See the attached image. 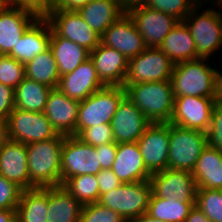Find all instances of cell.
I'll use <instances>...</instances> for the list:
<instances>
[{
    "instance_id": "11",
    "label": "cell",
    "mask_w": 222,
    "mask_h": 222,
    "mask_svg": "<svg viewBox=\"0 0 222 222\" xmlns=\"http://www.w3.org/2000/svg\"><path fill=\"white\" fill-rule=\"evenodd\" d=\"M46 19L58 36L79 44L89 52L100 44L101 36L83 20L78 11L53 9Z\"/></svg>"
},
{
    "instance_id": "39",
    "label": "cell",
    "mask_w": 222,
    "mask_h": 222,
    "mask_svg": "<svg viewBox=\"0 0 222 222\" xmlns=\"http://www.w3.org/2000/svg\"><path fill=\"white\" fill-rule=\"evenodd\" d=\"M76 137L94 147L115 143L111 124L106 123L84 128Z\"/></svg>"
},
{
    "instance_id": "23",
    "label": "cell",
    "mask_w": 222,
    "mask_h": 222,
    "mask_svg": "<svg viewBox=\"0 0 222 222\" xmlns=\"http://www.w3.org/2000/svg\"><path fill=\"white\" fill-rule=\"evenodd\" d=\"M52 29L46 18H37L25 31L16 46L8 54L26 65L36 55L49 48Z\"/></svg>"
},
{
    "instance_id": "5",
    "label": "cell",
    "mask_w": 222,
    "mask_h": 222,
    "mask_svg": "<svg viewBox=\"0 0 222 222\" xmlns=\"http://www.w3.org/2000/svg\"><path fill=\"white\" fill-rule=\"evenodd\" d=\"M152 187L149 180L125 183L100 195L98 203L129 221L147 213Z\"/></svg>"
},
{
    "instance_id": "7",
    "label": "cell",
    "mask_w": 222,
    "mask_h": 222,
    "mask_svg": "<svg viewBox=\"0 0 222 222\" xmlns=\"http://www.w3.org/2000/svg\"><path fill=\"white\" fill-rule=\"evenodd\" d=\"M168 169L192 172L207 147V133L170 124Z\"/></svg>"
},
{
    "instance_id": "2",
    "label": "cell",
    "mask_w": 222,
    "mask_h": 222,
    "mask_svg": "<svg viewBox=\"0 0 222 222\" xmlns=\"http://www.w3.org/2000/svg\"><path fill=\"white\" fill-rule=\"evenodd\" d=\"M126 96L151 123H169L174 109L170 80L128 85Z\"/></svg>"
},
{
    "instance_id": "22",
    "label": "cell",
    "mask_w": 222,
    "mask_h": 222,
    "mask_svg": "<svg viewBox=\"0 0 222 222\" xmlns=\"http://www.w3.org/2000/svg\"><path fill=\"white\" fill-rule=\"evenodd\" d=\"M111 170L122 184L150 180L139 146L136 142L118 143Z\"/></svg>"
},
{
    "instance_id": "38",
    "label": "cell",
    "mask_w": 222,
    "mask_h": 222,
    "mask_svg": "<svg viewBox=\"0 0 222 222\" xmlns=\"http://www.w3.org/2000/svg\"><path fill=\"white\" fill-rule=\"evenodd\" d=\"M79 222H127L124 217L98 202L83 205Z\"/></svg>"
},
{
    "instance_id": "26",
    "label": "cell",
    "mask_w": 222,
    "mask_h": 222,
    "mask_svg": "<svg viewBox=\"0 0 222 222\" xmlns=\"http://www.w3.org/2000/svg\"><path fill=\"white\" fill-rule=\"evenodd\" d=\"M174 64L197 59L196 44L184 21H179L160 46Z\"/></svg>"
},
{
    "instance_id": "28",
    "label": "cell",
    "mask_w": 222,
    "mask_h": 222,
    "mask_svg": "<svg viewBox=\"0 0 222 222\" xmlns=\"http://www.w3.org/2000/svg\"><path fill=\"white\" fill-rule=\"evenodd\" d=\"M82 207L62 186L48 187L47 222H79Z\"/></svg>"
},
{
    "instance_id": "24",
    "label": "cell",
    "mask_w": 222,
    "mask_h": 222,
    "mask_svg": "<svg viewBox=\"0 0 222 222\" xmlns=\"http://www.w3.org/2000/svg\"><path fill=\"white\" fill-rule=\"evenodd\" d=\"M0 175L23 190L29 189L26 144L8 140L0 149Z\"/></svg>"
},
{
    "instance_id": "19",
    "label": "cell",
    "mask_w": 222,
    "mask_h": 222,
    "mask_svg": "<svg viewBox=\"0 0 222 222\" xmlns=\"http://www.w3.org/2000/svg\"><path fill=\"white\" fill-rule=\"evenodd\" d=\"M104 86L89 57L71 73L60 76L57 88L69 98L83 101Z\"/></svg>"
},
{
    "instance_id": "4",
    "label": "cell",
    "mask_w": 222,
    "mask_h": 222,
    "mask_svg": "<svg viewBox=\"0 0 222 222\" xmlns=\"http://www.w3.org/2000/svg\"><path fill=\"white\" fill-rule=\"evenodd\" d=\"M126 96L123 86H104L80 101L77 135L84 129L103 123L110 124L121 100Z\"/></svg>"
},
{
    "instance_id": "30",
    "label": "cell",
    "mask_w": 222,
    "mask_h": 222,
    "mask_svg": "<svg viewBox=\"0 0 222 222\" xmlns=\"http://www.w3.org/2000/svg\"><path fill=\"white\" fill-rule=\"evenodd\" d=\"M48 187L23 190L16 208L17 222H47Z\"/></svg>"
},
{
    "instance_id": "16",
    "label": "cell",
    "mask_w": 222,
    "mask_h": 222,
    "mask_svg": "<svg viewBox=\"0 0 222 222\" xmlns=\"http://www.w3.org/2000/svg\"><path fill=\"white\" fill-rule=\"evenodd\" d=\"M100 42L116 49L128 60L136 57L147 48L143 37L127 12L101 35Z\"/></svg>"
},
{
    "instance_id": "50",
    "label": "cell",
    "mask_w": 222,
    "mask_h": 222,
    "mask_svg": "<svg viewBox=\"0 0 222 222\" xmlns=\"http://www.w3.org/2000/svg\"><path fill=\"white\" fill-rule=\"evenodd\" d=\"M9 140L7 120L0 119V149Z\"/></svg>"
},
{
    "instance_id": "40",
    "label": "cell",
    "mask_w": 222,
    "mask_h": 222,
    "mask_svg": "<svg viewBox=\"0 0 222 222\" xmlns=\"http://www.w3.org/2000/svg\"><path fill=\"white\" fill-rule=\"evenodd\" d=\"M23 189L0 175V209L16 210Z\"/></svg>"
},
{
    "instance_id": "42",
    "label": "cell",
    "mask_w": 222,
    "mask_h": 222,
    "mask_svg": "<svg viewBox=\"0 0 222 222\" xmlns=\"http://www.w3.org/2000/svg\"><path fill=\"white\" fill-rule=\"evenodd\" d=\"M6 4L27 10L38 18H46L54 9L51 0H6Z\"/></svg>"
},
{
    "instance_id": "8",
    "label": "cell",
    "mask_w": 222,
    "mask_h": 222,
    "mask_svg": "<svg viewBox=\"0 0 222 222\" xmlns=\"http://www.w3.org/2000/svg\"><path fill=\"white\" fill-rule=\"evenodd\" d=\"M174 63L159 48L147 47L128 60V70L123 87L137 83L170 80Z\"/></svg>"
},
{
    "instance_id": "54",
    "label": "cell",
    "mask_w": 222,
    "mask_h": 222,
    "mask_svg": "<svg viewBox=\"0 0 222 222\" xmlns=\"http://www.w3.org/2000/svg\"><path fill=\"white\" fill-rule=\"evenodd\" d=\"M216 1V3L215 4H217V6L220 8H222V0H215Z\"/></svg>"
},
{
    "instance_id": "52",
    "label": "cell",
    "mask_w": 222,
    "mask_h": 222,
    "mask_svg": "<svg viewBox=\"0 0 222 222\" xmlns=\"http://www.w3.org/2000/svg\"><path fill=\"white\" fill-rule=\"evenodd\" d=\"M127 222H164V221L153 218L150 215H148L147 213H144L143 215H141L137 218L131 219Z\"/></svg>"
},
{
    "instance_id": "33",
    "label": "cell",
    "mask_w": 222,
    "mask_h": 222,
    "mask_svg": "<svg viewBox=\"0 0 222 222\" xmlns=\"http://www.w3.org/2000/svg\"><path fill=\"white\" fill-rule=\"evenodd\" d=\"M25 77L51 88H57L60 75L50 47L25 65Z\"/></svg>"
},
{
    "instance_id": "32",
    "label": "cell",
    "mask_w": 222,
    "mask_h": 222,
    "mask_svg": "<svg viewBox=\"0 0 222 222\" xmlns=\"http://www.w3.org/2000/svg\"><path fill=\"white\" fill-rule=\"evenodd\" d=\"M195 204L196 202L159 198L152 193L147 214L164 222H185Z\"/></svg>"
},
{
    "instance_id": "25",
    "label": "cell",
    "mask_w": 222,
    "mask_h": 222,
    "mask_svg": "<svg viewBox=\"0 0 222 222\" xmlns=\"http://www.w3.org/2000/svg\"><path fill=\"white\" fill-rule=\"evenodd\" d=\"M78 12L83 20L100 36L126 13L120 0H90Z\"/></svg>"
},
{
    "instance_id": "27",
    "label": "cell",
    "mask_w": 222,
    "mask_h": 222,
    "mask_svg": "<svg viewBox=\"0 0 222 222\" xmlns=\"http://www.w3.org/2000/svg\"><path fill=\"white\" fill-rule=\"evenodd\" d=\"M191 173L197 189L222 190V153L207 145Z\"/></svg>"
},
{
    "instance_id": "41",
    "label": "cell",
    "mask_w": 222,
    "mask_h": 222,
    "mask_svg": "<svg viewBox=\"0 0 222 222\" xmlns=\"http://www.w3.org/2000/svg\"><path fill=\"white\" fill-rule=\"evenodd\" d=\"M208 146L222 153V103L216 102L212 111L210 126L207 131Z\"/></svg>"
},
{
    "instance_id": "34",
    "label": "cell",
    "mask_w": 222,
    "mask_h": 222,
    "mask_svg": "<svg viewBox=\"0 0 222 222\" xmlns=\"http://www.w3.org/2000/svg\"><path fill=\"white\" fill-rule=\"evenodd\" d=\"M82 205L98 202L99 185L96 175H79L68 178L62 185Z\"/></svg>"
},
{
    "instance_id": "10",
    "label": "cell",
    "mask_w": 222,
    "mask_h": 222,
    "mask_svg": "<svg viewBox=\"0 0 222 222\" xmlns=\"http://www.w3.org/2000/svg\"><path fill=\"white\" fill-rule=\"evenodd\" d=\"M102 170L96 147L76 136H66L61 150V185L74 176L97 175Z\"/></svg>"
},
{
    "instance_id": "15",
    "label": "cell",
    "mask_w": 222,
    "mask_h": 222,
    "mask_svg": "<svg viewBox=\"0 0 222 222\" xmlns=\"http://www.w3.org/2000/svg\"><path fill=\"white\" fill-rule=\"evenodd\" d=\"M127 13L133 19L146 47L158 48L179 22L174 16L146 5L134 7Z\"/></svg>"
},
{
    "instance_id": "6",
    "label": "cell",
    "mask_w": 222,
    "mask_h": 222,
    "mask_svg": "<svg viewBox=\"0 0 222 222\" xmlns=\"http://www.w3.org/2000/svg\"><path fill=\"white\" fill-rule=\"evenodd\" d=\"M201 6L197 4L183 21L194 38L197 59H208L222 46V13L209 8L197 16Z\"/></svg>"
},
{
    "instance_id": "36",
    "label": "cell",
    "mask_w": 222,
    "mask_h": 222,
    "mask_svg": "<svg viewBox=\"0 0 222 222\" xmlns=\"http://www.w3.org/2000/svg\"><path fill=\"white\" fill-rule=\"evenodd\" d=\"M25 78V65L0 54V83L15 89Z\"/></svg>"
},
{
    "instance_id": "29",
    "label": "cell",
    "mask_w": 222,
    "mask_h": 222,
    "mask_svg": "<svg viewBox=\"0 0 222 222\" xmlns=\"http://www.w3.org/2000/svg\"><path fill=\"white\" fill-rule=\"evenodd\" d=\"M49 47L57 63L60 76L71 73L89 58V51L68 39L58 36L53 30Z\"/></svg>"
},
{
    "instance_id": "13",
    "label": "cell",
    "mask_w": 222,
    "mask_h": 222,
    "mask_svg": "<svg viewBox=\"0 0 222 222\" xmlns=\"http://www.w3.org/2000/svg\"><path fill=\"white\" fill-rule=\"evenodd\" d=\"M169 135L170 123H151L136 142L151 174L168 168Z\"/></svg>"
},
{
    "instance_id": "1",
    "label": "cell",
    "mask_w": 222,
    "mask_h": 222,
    "mask_svg": "<svg viewBox=\"0 0 222 222\" xmlns=\"http://www.w3.org/2000/svg\"><path fill=\"white\" fill-rule=\"evenodd\" d=\"M65 135L26 144L29 189L61 186V150Z\"/></svg>"
},
{
    "instance_id": "37",
    "label": "cell",
    "mask_w": 222,
    "mask_h": 222,
    "mask_svg": "<svg viewBox=\"0 0 222 222\" xmlns=\"http://www.w3.org/2000/svg\"><path fill=\"white\" fill-rule=\"evenodd\" d=\"M197 5L194 0H148L146 6L165 12L183 21Z\"/></svg>"
},
{
    "instance_id": "51",
    "label": "cell",
    "mask_w": 222,
    "mask_h": 222,
    "mask_svg": "<svg viewBox=\"0 0 222 222\" xmlns=\"http://www.w3.org/2000/svg\"><path fill=\"white\" fill-rule=\"evenodd\" d=\"M0 222H17L16 210L0 209Z\"/></svg>"
},
{
    "instance_id": "46",
    "label": "cell",
    "mask_w": 222,
    "mask_h": 222,
    "mask_svg": "<svg viewBox=\"0 0 222 222\" xmlns=\"http://www.w3.org/2000/svg\"><path fill=\"white\" fill-rule=\"evenodd\" d=\"M90 0H57L54 3V9L78 11L86 5Z\"/></svg>"
},
{
    "instance_id": "17",
    "label": "cell",
    "mask_w": 222,
    "mask_h": 222,
    "mask_svg": "<svg viewBox=\"0 0 222 222\" xmlns=\"http://www.w3.org/2000/svg\"><path fill=\"white\" fill-rule=\"evenodd\" d=\"M80 101L71 99L58 88H52L43 113L58 134L77 136Z\"/></svg>"
},
{
    "instance_id": "53",
    "label": "cell",
    "mask_w": 222,
    "mask_h": 222,
    "mask_svg": "<svg viewBox=\"0 0 222 222\" xmlns=\"http://www.w3.org/2000/svg\"><path fill=\"white\" fill-rule=\"evenodd\" d=\"M6 4V0H0V10L4 7Z\"/></svg>"
},
{
    "instance_id": "43",
    "label": "cell",
    "mask_w": 222,
    "mask_h": 222,
    "mask_svg": "<svg viewBox=\"0 0 222 222\" xmlns=\"http://www.w3.org/2000/svg\"><path fill=\"white\" fill-rule=\"evenodd\" d=\"M14 108V89L0 83V119L7 120Z\"/></svg>"
},
{
    "instance_id": "55",
    "label": "cell",
    "mask_w": 222,
    "mask_h": 222,
    "mask_svg": "<svg viewBox=\"0 0 222 222\" xmlns=\"http://www.w3.org/2000/svg\"><path fill=\"white\" fill-rule=\"evenodd\" d=\"M197 4H203L202 2H207L206 0H203V1H201V0H194ZM208 1H211V0H208Z\"/></svg>"
},
{
    "instance_id": "9",
    "label": "cell",
    "mask_w": 222,
    "mask_h": 222,
    "mask_svg": "<svg viewBox=\"0 0 222 222\" xmlns=\"http://www.w3.org/2000/svg\"><path fill=\"white\" fill-rule=\"evenodd\" d=\"M7 124L9 140L24 144L49 140L58 135L43 112L14 108Z\"/></svg>"
},
{
    "instance_id": "45",
    "label": "cell",
    "mask_w": 222,
    "mask_h": 222,
    "mask_svg": "<svg viewBox=\"0 0 222 222\" xmlns=\"http://www.w3.org/2000/svg\"><path fill=\"white\" fill-rule=\"evenodd\" d=\"M117 144L108 143L96 147V154L102 169H111L116 157Z\"/></svg>"
},
{
    "instance_id": "21",
    "label": "cell",
    "mask_w": 222,
    "mask_h": 222,
    "mask_svg": "<svg viewBox=\"0 0 222 222\" xmlns=\"http://www.w3.org/2000/svg\"><path fill=\"white\" fill-rule=\"evenodd\" d=\"M37 18L27 10L5 4L0 10V54L8 55Z\"/></svg>"
},
{
    "instance_id": "35",
    "label": "cell",
    "mask_w": 222,
    "mask_h": 222,
    "mask_svg": "<svg viewBox=\"0 0 222 222\" xmlns=\"http://www.w3.org/2000/svg\"><path fill=\"white\" fill-rule=\"evenodd\" d=\"M195 205L211 222H222V190L197 189Z\"/></svg>"
},
{
    "instance_id": "48",
    "label": "cell",
    "mask_w": 222,
    "mask_h": 222,
    "mask_svg": "<svg viewBox=\"0 0 222 222\" xmlns=\"http://www.w3.org/2000/svg\"><path fill=\"white\" fill-rule=\"evenodd\" d=\"M215 101L222 103V73L219 70L215 76Z\"/></svg>"
},
{
    "instance_id": "14",
    "label": "cell",
    "mask_w": 222,
    "mask_h": 222,
    "mask_svg": "<svg viewBox=\"0 0 222 222\" xmlns=\"http://www.w3.org/2000/svg\"><path fill=\"white\" fill-rule=\"evenodd\" d=\"M152 193L159 198L196 202L197 186L187 170L165 169L150 177Z\"/></svg>"
},
{
    "instance_id": "47",
    "label": "cell",
    "mask_w": 222,
    "mask_h": 222,
    "mask_svg": "<svg viewBox=\"0 0 222 222\" xmlns=\"http://www.w3.org/2000/svg\"><path fill=\"white\" fill-rule=\"evenodd\" d=\"M185 222H211L209 218L199 209L197 205L191 209L189 215L186 217Z\"/></svg>"
},
{
    "instance_id": "18",
    "label": "cell",
    "mask_w": 222,
    "mask_h": 222,
    "mask_svg": "<svg viewBox=\"0 0 222 222\" xmlns=\"http://www.w3.org/2000/svg\"><path fill=\"white\" fill-rule=\"evenodd\" d=\"M115 143L137 142L151 122L140 109L125 96L111 120Z\"/></svg>"
},
{
    "instance_id": "20",
    "label": "cell",
    "mask_w": 222,
    "mask_h": 222,
    "mask_svg": "<svg viewBox=\"0 0 222 222\" xmlns=\"http://www.w3.org/2000/svg\"><path fill=\"white\" fill-rule=\"evenodd\" d=\"M89 57L100 81L105 86H123L128 70V59L122 53L100 42L89 52Z\"/></svg>"
},
{
    "instance_id": "12",
    "label": "cell",
    "mask_w": 222,
    "mask_h": 222,
    "mask_svg": "<svg viewBox=\"0 0 222 222\" xmlns=\"http://www.w3.org/2000/svg\"><path fill=\"white\" fill-rule=\"evenodd\" d=\"M215 103V97H174V109L169 123L207 133Z\"/></svg>"
},
{
    "instance_id": "44",
    "label": "cell",
    "mask_w": 222,
    "mask_h": 222,
    "mask_svg": "<svg viewBox=\"0 0 222 222\" xmlns=\"http://www.w3.org/2000/svg\"><path fill=\"white\" fill-rule=\"evenodd\" d=\"M96 177L99 185V197L101 194L110 192L122 185L111 169H102Z\"/></svg>"
},
{
    "instance_id": "49",
    "label": "cell",
    "mask_w": 222,
    "mask_h": 222,
    "mask_svg": "<svg viewBox=\"0 0 222 222\" xmlns=\"http://www.w3.org/2000/svg\"><path fill=\"white\" fill-rule=\"evenodd\" d=\"M148 0H120L121 6L125 12L138 6L146 5Z\"/></svg>"
},
{
    "instance_id": "31",
    "label": "cell",
    "mask_w": 222,
    "mask_h": 222,
    "mask_svg": "<svg viewBox=\"0 0 222 222\" xmlns=\"http://www.w3.org/2000/svg\"><path fill=\"white\" fill-rule=\"evenodd\" d=\"M51 87L24 78L14 89L15 108L31 112H43Z\"/></svg>"
},
{
    "instance_id": "3",
    "label": "cell",
    "mask_w": 222,
    "mask_h": 222,
    "mask_svg": "<svg viewBox=\"0 0 222 222\" xmlns=\"http://www.w3.org/2000/svg\"><path fill=\"white\" fill-rule=\"evenodd\" d=\"M198 58L174 64L170 79L174 97H215L216 69Z\"/></svg>"
}]
</instances>
